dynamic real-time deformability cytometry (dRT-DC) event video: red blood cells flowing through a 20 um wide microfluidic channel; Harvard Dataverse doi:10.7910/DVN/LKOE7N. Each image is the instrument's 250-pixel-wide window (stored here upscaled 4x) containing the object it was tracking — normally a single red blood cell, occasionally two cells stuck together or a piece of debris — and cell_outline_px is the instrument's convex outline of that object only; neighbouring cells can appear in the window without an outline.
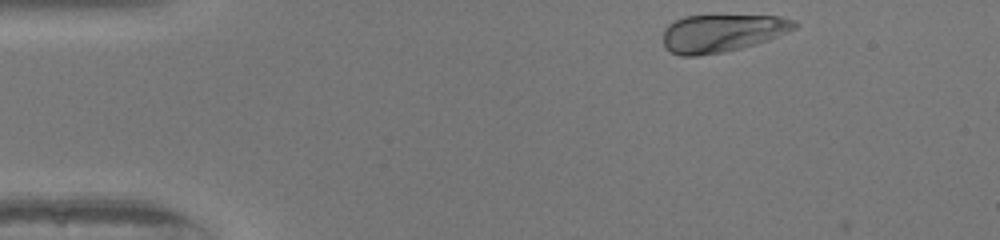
{"species": "human", "species_latin": "Homo sapiens", "temperature_condition": "warm", "stored_images_in_passage": 9, "camera_frame_rate_fps": 3000, "um_per_image_px": 0.085, "donor": {"sex": "female"}, "frame": {"image": 1, "passage_image": 1, "time_ms": 0.0, "image_size_px": [1000, 240], "cell_outline_px": [[800, 24], [796, 28], [768, 40], [756, 44], [724, 52], [696, 56], [680, 56], [664, 48], [664, 28], [668, 24], [684, 16], [780, 16], [796, 20]], "centroid_in_image_um": [61.38, 2.81], "position_along_channel_um": 23.6, "area_um2": 28.9}}